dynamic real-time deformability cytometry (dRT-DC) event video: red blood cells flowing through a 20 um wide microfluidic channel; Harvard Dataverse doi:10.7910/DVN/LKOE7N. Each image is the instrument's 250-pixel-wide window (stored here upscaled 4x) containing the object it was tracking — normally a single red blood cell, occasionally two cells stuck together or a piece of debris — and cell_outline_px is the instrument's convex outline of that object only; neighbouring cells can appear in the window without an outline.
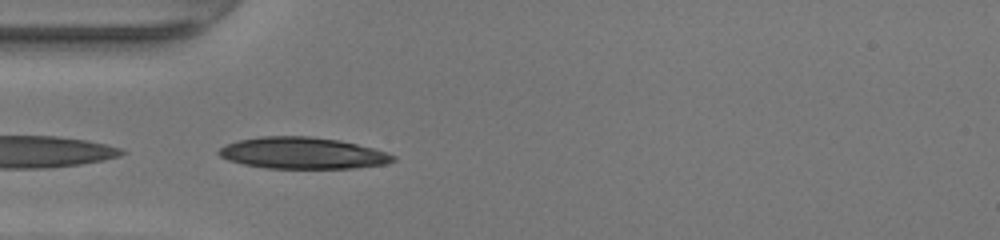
{"species": "human", "species_latin": "Homo sapiens", "temperature_condition": "warm", "stored_images_in_passage": 4, "camera_frame_rate_fps": 3000, "um_per_image_px": 0.085, "donor": {"sex": "female"}, "frame": {"image": 1, "passage_image": 1, "time_ms": 0.0, "image_size_px": [1000, 240], "cell_outline_px": [[396, 160], [384, 164], [352, 168], [264, 168], [244, 164], [228, 160], [220, 156], [216, 152], [220, 148], [236, 140], [260, 136], [308, 136], [340, 140], [388, 152], [396, 156]], "centroid_in_image_um": [25.71, 13.01], "position_along_channel_um": 59.3, "area_um2": 32.02}}